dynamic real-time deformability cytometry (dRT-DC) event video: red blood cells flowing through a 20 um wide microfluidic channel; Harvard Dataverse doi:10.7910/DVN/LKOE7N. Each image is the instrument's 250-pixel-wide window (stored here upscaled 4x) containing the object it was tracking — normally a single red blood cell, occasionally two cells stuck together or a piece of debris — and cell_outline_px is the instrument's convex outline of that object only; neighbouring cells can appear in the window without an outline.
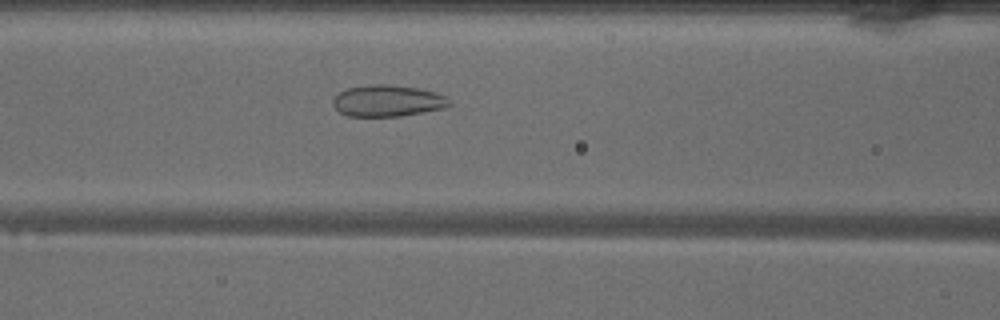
{"species": "common noctule bat (a hibernating species)", "species_latin": "Nyctalus noctula", "temperature_condition": "warm", "stored_images_in_passage": 48, "camera_frame_rate_fps": 3000, "um_per_image_px": 0.085, "animal": {"sex": "male", "body_mass_g": 18.8}, "frame": {"image": 1, "passage_image": 19, "time_ms": 6.0, "image_size_px": [1000, 320], "cell_outline_px": [[452, 104], [444, 108], [424, 112], [400, 116], [348, 116], [340, 112], [332, 104], [332, 100], [340, 92], [348, 88], [368, 84], [388, 84], [416, 88], [436, 92], [452, 100]], "centroid_in_image_um": [32.96, 8.57], "position_along_channel_um": 133.6, "area_um2": 21.39}}
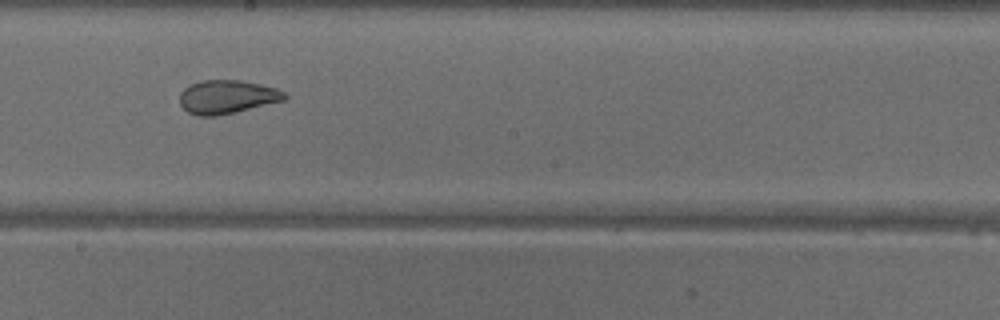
{"frame": {"image": 2, "passage_image": 26, "time_ms": 8.333, "image_size_px": [1000, 320], "cell_outline_px": [[288, 96], [284, 100], [236, 112], [216, 116], [200, 116], [188, 112], [180, 104], [180, 92], [184, 88], [200, 80], [240, 80], [260, 84], [276, 88], [284, 92]], "centroid_in_image_um": [19.29, 8.23], "position_along_channel_um": 228.9, "area_um2": 20.46}}
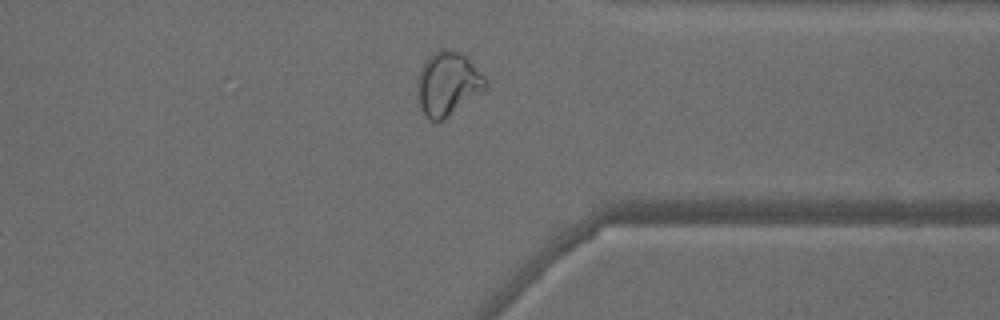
{"frame": {"image": 3, "passage_image": 37, "time_ms": 12.0, "image_size_px": [1000, 320], "cell_outline_px": [[488, 88], [444, 120], [432, 120], [420, 108], [416, 92], [420, 68], [428, 56], [432, 52], [440, 48], [452, 48], [460, 52], [488, 80]], "centroid_in_image_um": [38.06, 7.09], "position_along_channel_um": 373.3, "area_um2": 25.49}, "authors_computed_cell_mechanics": {"area_um2": 26.01, "velocity_mm_per_s": 4.0863, "shape_relaxation_time_tau1_ms": null, "shape_relaxation_time_tau2_ms": 1.0271, "deformation_change_tau1": null, "deformation_change_tau2": 0.0756}}